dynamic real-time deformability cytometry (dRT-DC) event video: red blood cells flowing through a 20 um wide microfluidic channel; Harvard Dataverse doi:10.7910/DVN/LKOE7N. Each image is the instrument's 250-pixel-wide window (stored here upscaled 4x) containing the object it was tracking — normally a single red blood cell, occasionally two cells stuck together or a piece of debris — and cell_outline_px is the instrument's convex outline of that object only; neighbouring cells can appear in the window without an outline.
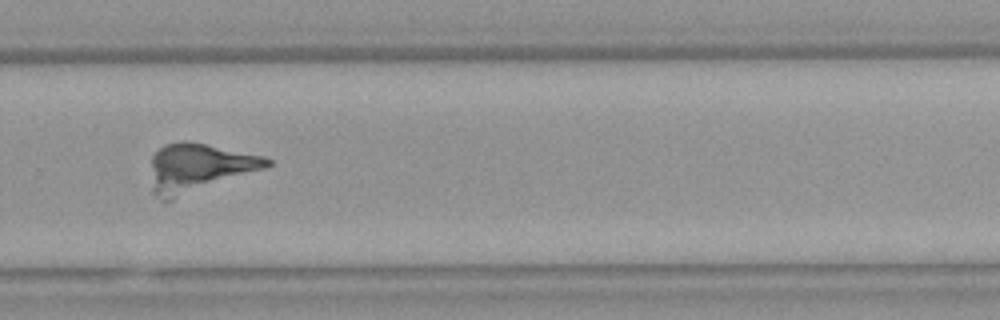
{"species": "Egyptian fruit bat (a non-hibernating species)", "species_latin": "Rousettus aegyptiacus", "temperature_condition": "warm", "stored_images_in_passage": 52, "camera_frame_rate_fps": 3000, "um_per_image_px": 0.085, "animal": {"sex": "female"}, "frame": {"image": 1, "passage_image": 36, "time_ms": 11.667, "image_size_px": [1000, 320], "cell_outline_px": [[272, 164], [268, 168], [164, 204], [152, 192], [152, 156], [164, 144], [180, 140], [188, 140], [264, 156], [272, 160]], "centroid_in_image_um": [16.91, 14.3], "position_along_channel_um": 312.9, "area_um2": 33.81}}
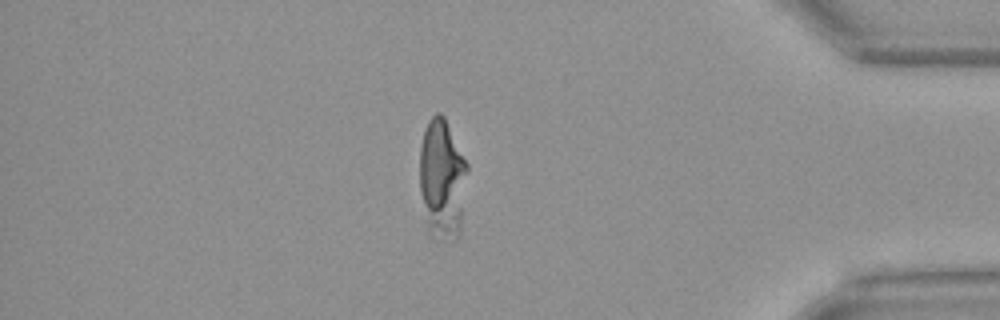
{"frame": {"image": 2, "passage_image": 45, "time_ms": 14.667, "image_size_px": [1000, 320], "cell_outline_px": [[468, 172], [460, 236], [456, 240], [440, 240], [428, 236], [420, 192], [420, 144], [424, 128], [428, 120], [436, 112], [440, 112], [444, 116], [468, 164]], "centroid_in_image_um": [37.59, 15.27], "position_along_channel_um": 397.6, "area_um2": 34.39}}
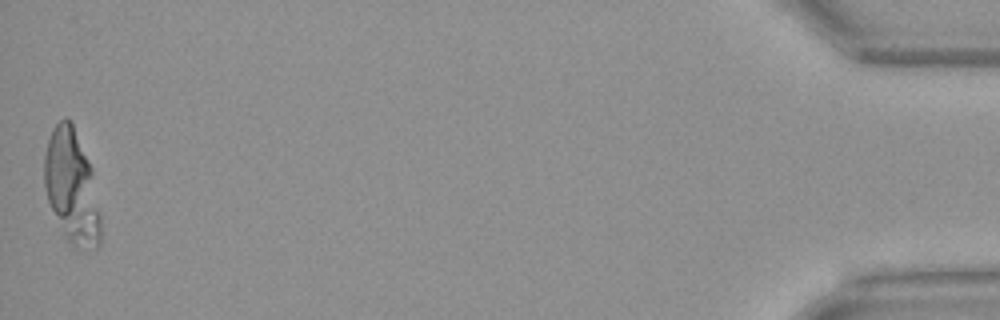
{"frame": {"image": 3, "passage_image": 52, "time_ms": 17.0, "image_size_px": [1000, 320], "cell_outline_px": [[100, 244], [96, 248], [80, 252], [72, 248], [64, 236], [48, 200], [44, 188], [44, 156], [48, 140], [52, 128], [64, 116], [72, 120], [92, 168], [100, 216]], "centroid_in_image_um": [6.1, 15.91], "position_along_channel_um": 429.1, "area_um2": 37.8}}